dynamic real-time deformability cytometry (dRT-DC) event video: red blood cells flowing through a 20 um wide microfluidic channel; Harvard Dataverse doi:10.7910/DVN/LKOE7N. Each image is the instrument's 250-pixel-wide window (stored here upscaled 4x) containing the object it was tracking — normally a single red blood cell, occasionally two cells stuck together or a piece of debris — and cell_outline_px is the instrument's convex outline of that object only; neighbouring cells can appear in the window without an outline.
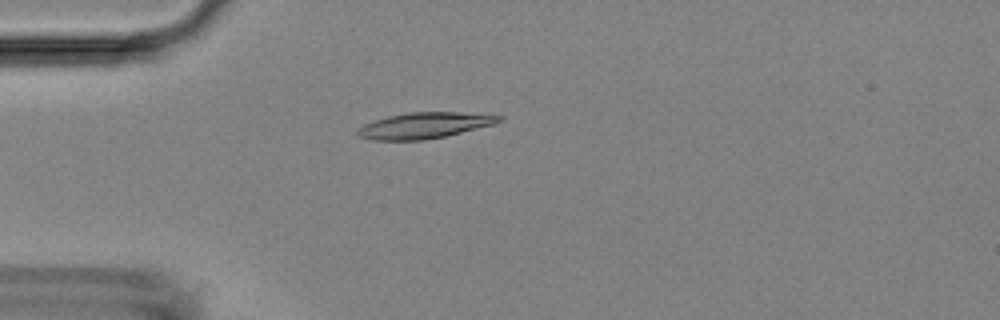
{"species": "Egyptian fruit bat (a non-hibernating species)", "species_latin": "Rousettus aegyptiacus", "temperature_condition": "room temperature", "stored_images_in_passage": 4, "camera_frame_rate_fps": 3000, "um_per_image_px": 0.085, "animal": {"sex": "female"}, "frame": {"image": 1, "passage_image": 3, "time_ms": 2.333, "image_size_px": [1000, 320], "cell_outline_px": [[504, 116], [496, 124], [444, 136], [424, 140], [368, 140], [356, 136], [356, 132], [364, 124], [388, 116], [408, 112], [460, 112]], "centroid_in_image_um": [36.05, 10.66], "position_along_channel_um": 49.0, "area_um2": 21.33}}